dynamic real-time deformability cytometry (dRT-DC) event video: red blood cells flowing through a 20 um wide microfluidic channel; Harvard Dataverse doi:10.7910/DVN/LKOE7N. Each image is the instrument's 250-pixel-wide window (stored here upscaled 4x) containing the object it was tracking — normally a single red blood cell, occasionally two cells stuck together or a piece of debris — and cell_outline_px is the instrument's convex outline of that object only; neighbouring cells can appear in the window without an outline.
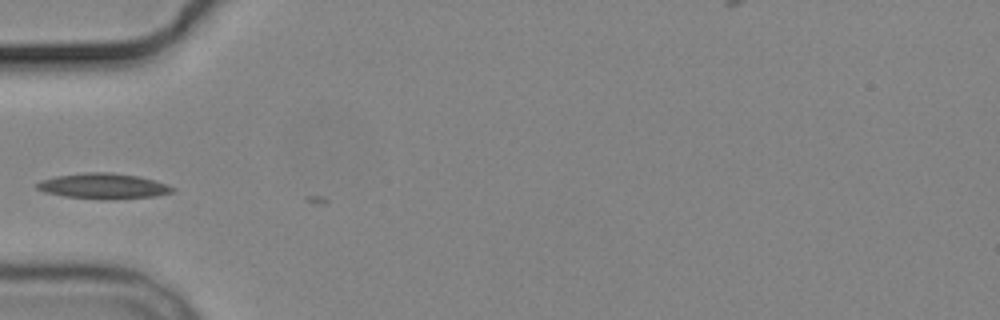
{"species": "common noctule bat (a hibernating species)", "species_latin": "Nyctalus noctula", "temperature_condition": "cold", "stored_images_in_passage": 5, "camera_frame_rate_fps": 3000, "um_per_image_px": 0.085, "animal": {"sex": "male", "body_mass_g": 19.2, "forearm_length_mm": 51.8}, "frame": {"image": 1, "passage_image": 4, "time_ms": 3.667, "image_size_px": [1000, 320], "cell_outline_px": [[176, 192], [156, 196], [112, 200], [100, 200], [64, 196], [44, 192], [36, 188], [36, 184], [40, 180], [56, 176], [84, 172], [108, 172], [140, 176], [176, 188]], "centroid_in_image_um": [8.79, 15.83], "position_along_channel_um": 76.2, "area_um2": 20.4}}